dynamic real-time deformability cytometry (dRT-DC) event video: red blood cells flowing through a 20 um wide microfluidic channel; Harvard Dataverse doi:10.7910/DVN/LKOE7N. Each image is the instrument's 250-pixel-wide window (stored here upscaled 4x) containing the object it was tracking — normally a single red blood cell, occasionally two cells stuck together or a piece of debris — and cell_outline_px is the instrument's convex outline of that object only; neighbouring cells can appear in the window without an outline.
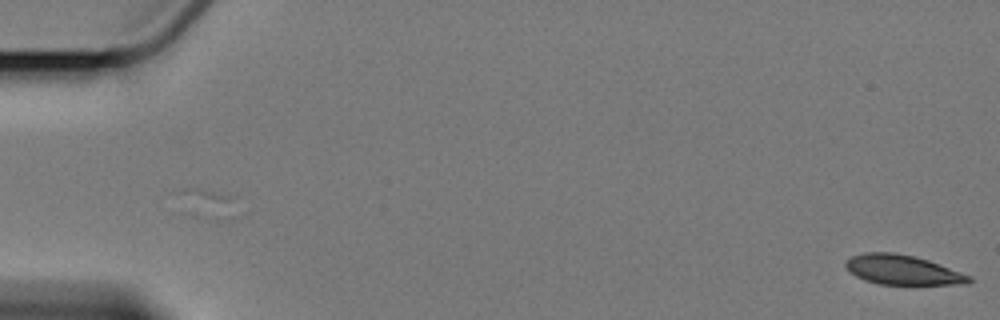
{"species": "Egyptian fruit bat (a non-hibernating species)", "species_latin": "Rousettus aegyptiacus", "temperature_condition": "cold", "stored_images_in_passage": 3, "camera_frame_rate_fps": 3000, "um_per_image_px": 0.085, "animal": {"sex": "female"}, "frame": {"image": 1, "passage_image": 3, "time_ms": 2.333, "image_size_px": [1000, 320], "cell_outline_px": [[972, 280], [968, 284], [880, 284], [864, 280], [856, 276], [844, 264], [852, 256], [864, 252], [892, 252], [912, 256], [928, 260], [972, 276]], "centroid_in_image_um": [76.74, 22.94], "position_along_channel_um": 8.3, "area_um2": 21.04}}